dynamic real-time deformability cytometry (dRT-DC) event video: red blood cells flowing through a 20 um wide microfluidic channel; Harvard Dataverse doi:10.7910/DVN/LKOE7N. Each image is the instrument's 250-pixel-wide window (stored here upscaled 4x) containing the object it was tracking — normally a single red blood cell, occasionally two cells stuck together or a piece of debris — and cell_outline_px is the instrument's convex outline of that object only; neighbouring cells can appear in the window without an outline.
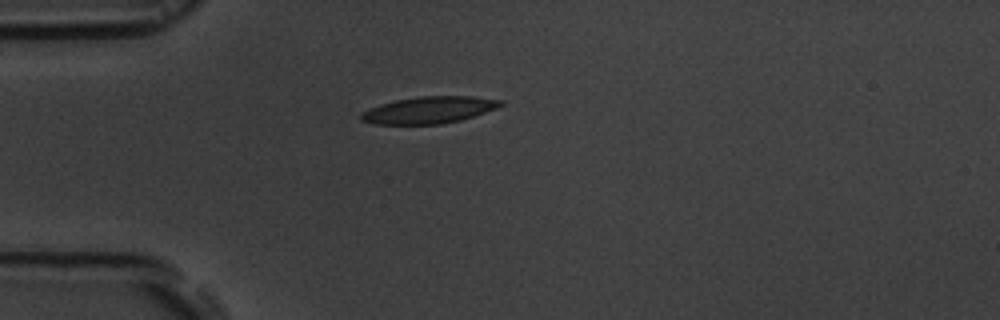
{"species": "common noctule bat (a hibernating species)", "species_latin": "Nyctalus noctula", "temperature_condition": "room temperature", "stored_images_in_passage": 6, "camera_frame_rate_fps": 3000, "um_per_image_px": 0.085, "animal": {"sex": "male", "body_mass_g": 19.5, "forearm_length_mm": 54.6}, "frame": {"image": 1, "passage_image": 1, "time_ms": 0.0, "image_size_px": [1000, 320], "cell_outline_px": [[504, 104], [496, 108], [460, 120], [440, 124], [376, 124], [360, 120], [360, 112], [380, 104], [396, 100], [420, 96], [472, 96], [504, 100]], "centroid_in_image_um": [36.45, 9.34], "position_along_channel_um": 48.5, "area_um2": 21.73}}
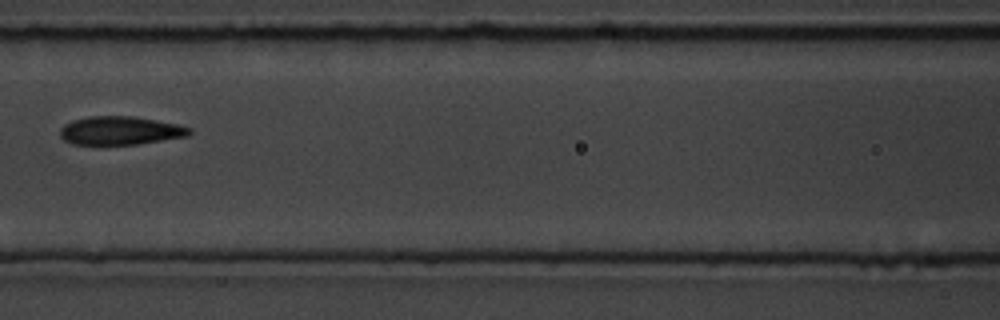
{"frame": {"image": 2, "passage_image": 4, "time_ms": 3.333, "image_size_px": [1000, 320], "cell_outline_px": [[192, 132], [188, 136], [136, 144], [72, 144], [64, 140], [60, 136], [60, 128], [64, 124], [72, 120], [88, 116], [132, 116], [176, 124], [192, 128]], "centroid_in_image_um": [10.19, 11.09], "position_along_channel_um": 156.4, "area_um2": 21.33}}
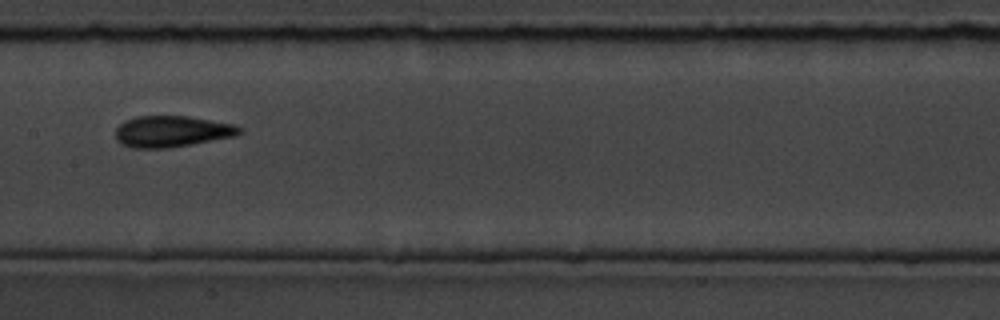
{"frame": {"image": 3, "passage_image": 5, "time_ms": 4.333, "image_size_px": [1000, 320], "cell_outline_px": [[244, 128], [236, 136], [192, 144], [168, 148], [132, 148], [120, 144], [116, 140], [116, 128], [124, 120], [136, 116], [188, 116], [236, 124]], "centroid_in_image_um": [14.61, 11.17], "position_along_channel_um": 192.8, "area_um2": 22.83}}